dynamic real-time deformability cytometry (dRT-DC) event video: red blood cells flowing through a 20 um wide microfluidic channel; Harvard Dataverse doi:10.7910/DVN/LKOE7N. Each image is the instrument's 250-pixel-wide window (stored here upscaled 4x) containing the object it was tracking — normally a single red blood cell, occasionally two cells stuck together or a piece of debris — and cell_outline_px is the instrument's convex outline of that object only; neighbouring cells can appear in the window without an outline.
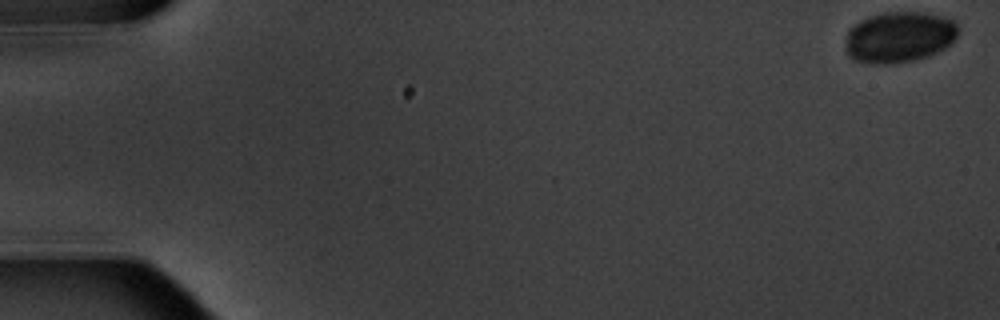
{"species": "common noctule bat (a hibernating species)", "species_latin": "Nyctalus noctula", "temperature_condition": "warm", "stored_images_in_passage": 6, "camera_frame_rate_fps": 3000, "um_per_image_px": 0.085, "animal": {"sex": "male", "body_mass_g": 20.1, "forearm_length_mm": 53.5}, "frame": {"image": 1, "passage_image": 1, "time_ms": 0.0, "image_size_px": [1000, 320], "cell_outline_px": [[960, 28], [952, 44], [928, 56], [912, 60], [884, 64], [876, 64], [856, 60], [848, 56], [844, 48], [844, 36], [860, 20], [868, 16], [888, 12], [924, 12], [940, 16], [952, 20]], "centroid_in_image_um": [76.41, 3.15], "position_along_channel_um": 8.6, "area_um2": 33.52}}